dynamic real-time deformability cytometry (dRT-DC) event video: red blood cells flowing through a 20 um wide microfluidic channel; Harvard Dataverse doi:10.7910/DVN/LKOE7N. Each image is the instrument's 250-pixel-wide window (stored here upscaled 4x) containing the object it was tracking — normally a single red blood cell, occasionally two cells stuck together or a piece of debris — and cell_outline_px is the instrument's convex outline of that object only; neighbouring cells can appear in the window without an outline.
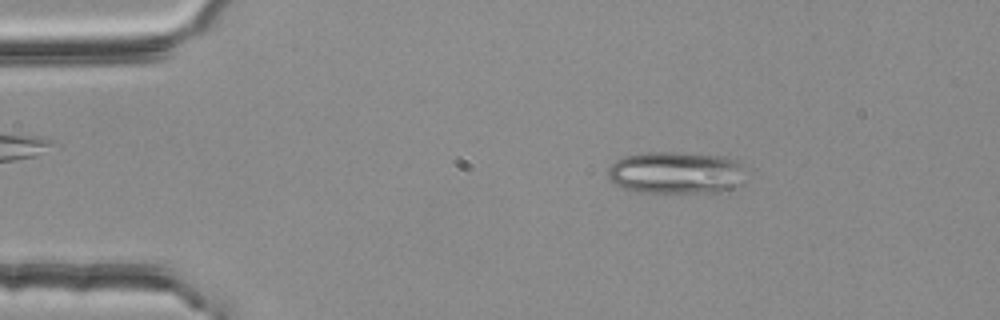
{"species": "common noctule bat (a hibernating species)", "species_latin": "Nyctalus noctula", "temperature_condition": "room temperature", "stored_images_in_passage": 54, "camera_frame_rate_fps": 3000, "um_per_image_px": 0.085, "animal": {"sex": "female", "body_mass_g": 25.1}, "frame": {"image": 1, "passage_image": 9, "time_ms": 2.667, "image_size_px": [1000, 320], "cell_outline_px": [[740, 184], [736, 188], [720, 192], [636, 192], [620, 188], [608, 176], [608, 168], [616, 160], [624, 156], [640, 152], [672, 152], [724, 156], [740, 160]], "centroid_in_image_um": [57.41, 14.67], "position_along_channel_um": 27.6, "area_um2": 33.93}}
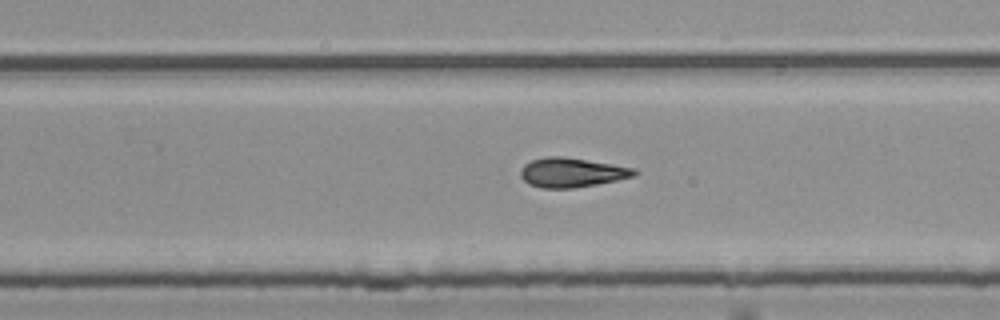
{"frame": {"image": 2, "passage_image": 34, "time_ms": 11.0, "image_size_px": [1000, 320], "cell_outline_px": [[640, 172], [636, 176], [576, 188], [540, 188], [528, 184], [520, 176], [520, 168], [524, 164], [532, 160], [548, 156], [564, 156], [636, 168]], "centroid_in_image_um": [48.61, 14.66], "position_along_channel_um": 281.2, "area_um2": 19.71}}
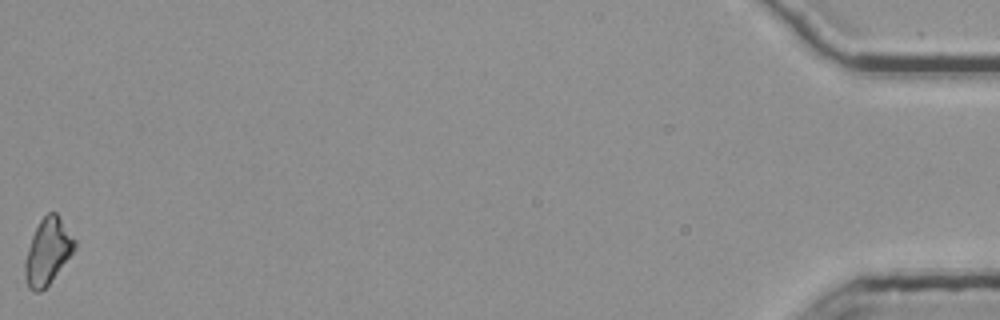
{"frame": {"image": 3, "passage_image": 54, "time_ms": 17.667, "image_size_px": [1000, 320], "cell_outline_px": [[76, 248], [48, 284], [40, 292], [32, 292], [28, 288], [24, 280], [24, 260], [32, 236], [40, 220], [48, 212], [56, 212], [76, 240]], "centroid_in_image_um": [4.03, 21.39], "position_along_channel_um": 431.2, "area_um2": 19.02}, "authors_computed_cell_mechanics": {"area_um2": 19.3341, "velocity_mm_per_s": 3.7769, "shape_relaxation_time_tau1_ms": null, "shape_relaxation_time_tau2_ms": 10.8205, "deformation_change_tau1": null, "deformation_change_tau2": 0.2146}}